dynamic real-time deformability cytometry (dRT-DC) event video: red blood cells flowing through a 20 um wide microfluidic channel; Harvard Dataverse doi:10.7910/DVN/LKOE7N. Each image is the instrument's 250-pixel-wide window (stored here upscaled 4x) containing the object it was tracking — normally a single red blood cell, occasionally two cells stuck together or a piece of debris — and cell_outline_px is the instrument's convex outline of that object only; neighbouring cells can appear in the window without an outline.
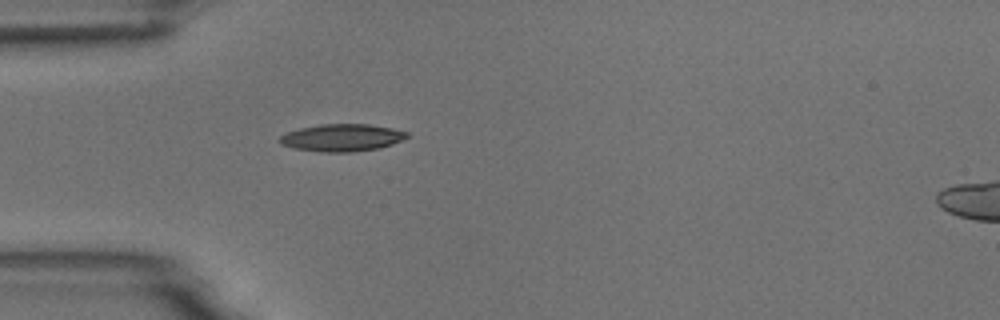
{"species": "common noctule bat (a hibernating species)", "species_latin": "Nyctalus noctula", "temperature_condition": "room temperature", "stored_images_in_passage": 39, "camera_frame_rate_fps": 3000, "um_per_image_px": 0.085, "animal": {"sex": "male", "body_mass_g": 18.8}, "frame": {"image": 1, "passage_image": 1, "time_ms": 0.0, "image_size_px": [1000, 320], "cell_outline_px": [[412, 136], [392, 144], [380, 148], [352, 152], [320, 152], [296, 148], [280, 144], [280, 136], [288, 132], [300, 128], [320, 124], [368, 124], [392, 128], [408, 132]], "centroid_in_image_um": [29.12, 11.7], "position_along_channel_um": 55.9, "area_um2": 20.29}}
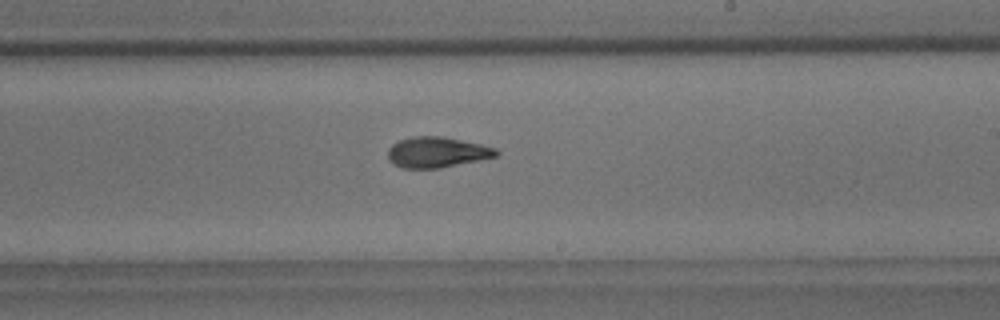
{"frame": {"image": 2, "passage_image": 17, "time_ms": 5.333, "image_size_px": [1000, 320], "cell_outline_px": [[500, 152], [496, 156], [480, 160], [440, 168], [404, 168], [388, 160], [388, 148], [392, 144], [400, 140], [412, 136], [440, 136], [480, 144], [496, 148]], "centroid_in_image_um": [37.14, 12.94], "position_along_channel_um": 251.9, "area_um2": 19.19}}
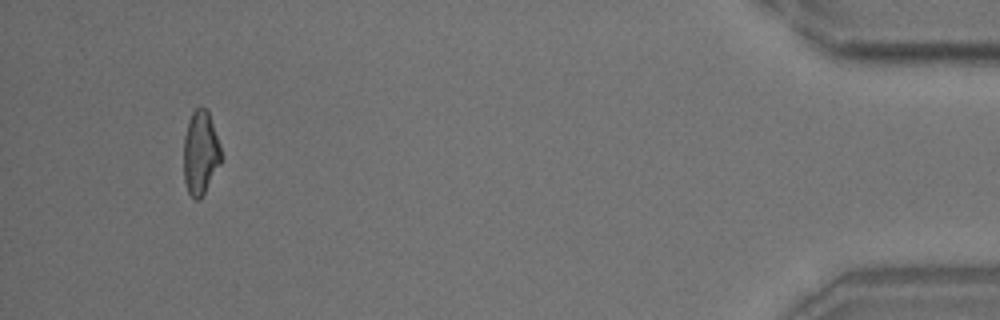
{"frame": {"image": 3, "passage_image": 36, "time_ms": 11.667, "image_size_px": [1000, 320], "cell_outline_px": [[224, 156], [220, 164], [200, 200], [196, 200], [188, 192], [184, 180], [184, 136], [188, 120], [192, 112], [196, 108], [208, 108]], "centroid_in_image_um": [17.06, 12.96], "position_along_channel_um": 418.1, "area_um2": 18.55}, "authors_computed_cell_mechanics": {"area_um2": 19.074, "velocity_mm_per_s": 3.7579, "shape_relaxation_time_tau1_ms": 4.9471, "shape_relaxation_time_tau2_ms": 2.5814, "deformation_change_tau1": 0.1687, "deformation_change_tau2": 0.1043}}